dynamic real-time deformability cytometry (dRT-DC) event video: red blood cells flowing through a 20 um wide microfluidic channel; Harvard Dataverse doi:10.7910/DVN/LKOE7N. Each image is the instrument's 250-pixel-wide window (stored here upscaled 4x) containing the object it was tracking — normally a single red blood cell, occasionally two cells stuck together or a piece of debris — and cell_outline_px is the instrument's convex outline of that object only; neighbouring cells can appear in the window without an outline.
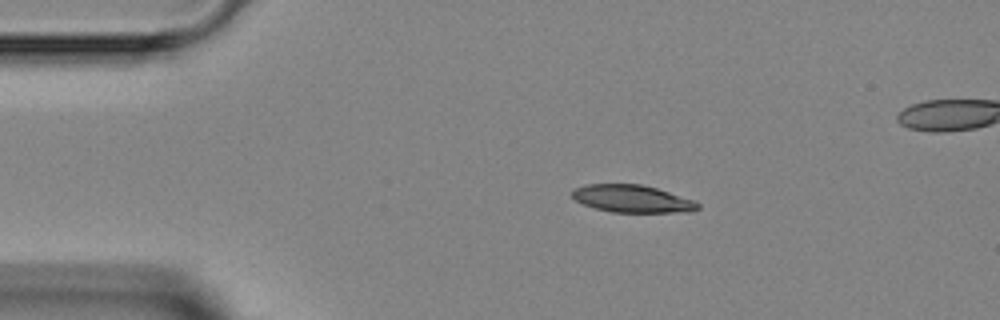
{"species": "Egyptian fruit bat (a non-hibernating species)", "species_latin": "Rousettus aegyptiacus", "temperature_condition": "room temperature", "stored_images_in_passage": 3, "segment_of_instrument_passage": [1, 2], "camera_frame_rate_fps": 3000, "um_per_image_px": 0.085, "animal": {"sex": "female"}, "frame": {"image": 1, "passage_image": 1, "time_ms": 0.0, "image_size_px": [1000, 320], "cell_outline_px": [[700, 208], [688, 212], [612, 212], [596, 208], [584, 204], [576, 200], [572, 196], [572, 192], [576, 188], [588, 184], [640, 184], [656, 188], [696, 200], [700, 204]], "centroid_in_image_um": [53.79, 16.89], "position_along_channel_um": 31.2, "area_um2": 20.0}}